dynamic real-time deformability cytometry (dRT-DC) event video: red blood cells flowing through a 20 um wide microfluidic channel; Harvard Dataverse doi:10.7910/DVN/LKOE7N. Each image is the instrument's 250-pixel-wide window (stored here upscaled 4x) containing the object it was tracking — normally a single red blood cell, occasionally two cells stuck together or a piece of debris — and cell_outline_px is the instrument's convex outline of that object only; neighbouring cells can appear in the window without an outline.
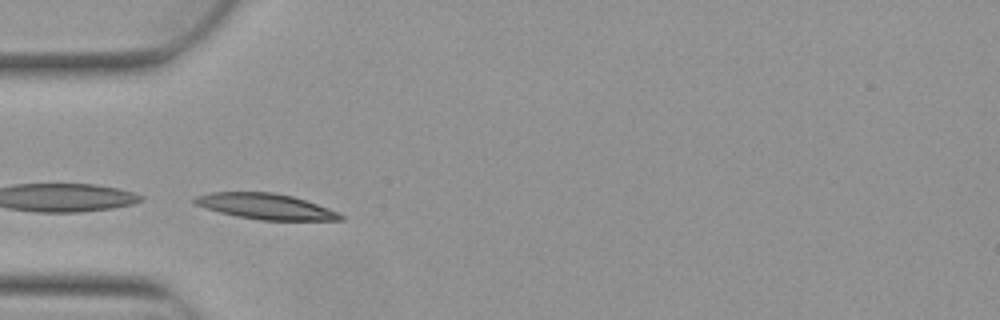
{"species": "Egyptian fruit bat (a non-hibernating species)", "species_latin": "Rousettus aegyptiacus", "temperature_condition": "warm", "stored_images_in_passage": 3, "camera_frame_rate_fps": 3000, "um_per_image_px": 0.085, "animal": {"sex": "female"}, "frame": {"image": 1, "passage_image": 3, "time_ms": 0.667, "image_size_px": [1000, 320], "cell_outline_px": [[344, 220], [260, 220], [236, 216], [220, 212], [196, 204], [192, 200], [196, 196], [212, 192], [272, 192], [292, 196], [340, 212], [344, 216]], "centroid_in_image_um": [22.61, 17.55], "position_along_channel_um": 62.4, "area_um2": 21.62}}